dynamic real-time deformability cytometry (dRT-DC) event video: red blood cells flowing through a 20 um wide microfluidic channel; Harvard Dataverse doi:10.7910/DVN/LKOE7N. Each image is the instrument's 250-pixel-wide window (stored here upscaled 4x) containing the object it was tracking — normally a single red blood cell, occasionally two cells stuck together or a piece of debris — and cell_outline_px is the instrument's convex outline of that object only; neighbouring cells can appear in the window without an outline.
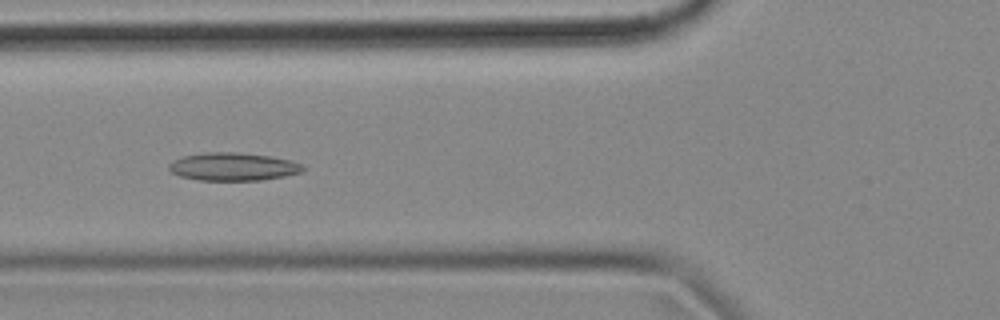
{"species": "common noctule bat (a hibernating species)", "species_latin": "Nyctalus noctula", "temperature_condition": "cold", "stored_images_in_passage": 56, "camera_frame_rate_fps": 3000, "um_per_image_px": 0.085, "animal": {"sex": "female", "body_mass_g": 18.4}, "frame": {"image": 1, "passage_image": 20, "time_ms": 6.333, "image_size_px": [1000, 320], "cell_outline_px": [[304, 168], [300, 172], [284, 176], [260, 180], [200, 180], [180, 176], [172, 172], [168, 168], [168, 164], [172, 160], [184, 156], [208, 152], [236, 152], [268, 156], [288, 160], [304, 164]], "centroid_in_image_um": [19.78, 14.16], "position_along_channel_um": 106.0, "area_um2": 21.62}}
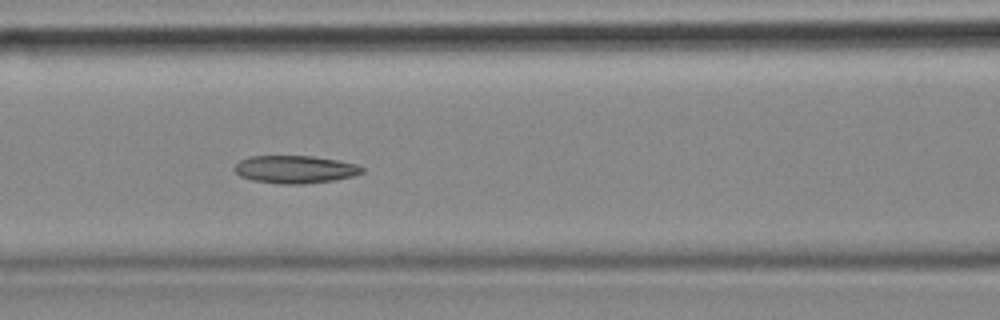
{"frame": {"image": 2, "passage_image": 23, "time_ms": 7.333, "image_size_px": [1000, 320], "cell_outline_px": [[364, 172], [356, 176], [336, 180], [304, 184], [276, 184], [252, 180], [240, 176], [232, 168], [240, 160], [248, 156], [312, 156], [336, 160], [356, 164], [364, 168]], "centroid_in_image_um": [25.08, 14.41], "position_along_channel_um": 141.5, "area_um2": 20.87}}
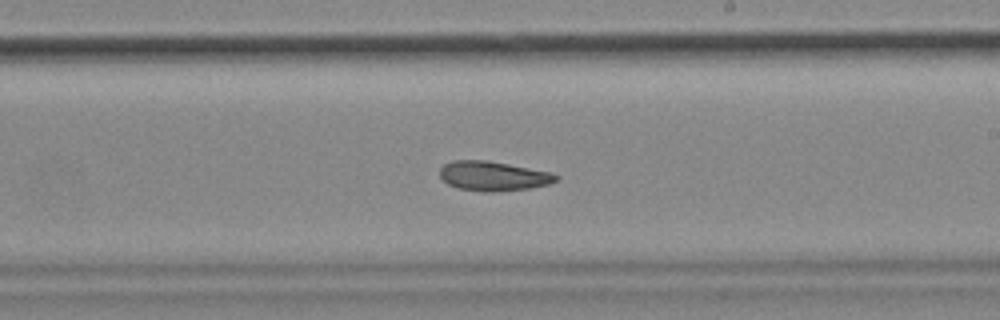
{"frame": {"image": 3, "passage_image": 32, "time_ms": 10.333, "image_size_px": [1000, 320], "cell_outline_px": [[560, 180], [548, 184], [528, 188], [492, 192], [484, 192], [460, 188], [448, 184], [440, 176], [440, 168], [444, 164], [452, 160], [488, 160], [552, 172], [560, 176]], "centroid_in_image_um": [41.95, 14.95], "position_along_channel_um": 247.0, "area_um2": 20.06}, "authors_computed_cell_mechanics": {"area_um2": 20.8369, "velocity_mm_per_s": 3.5295, "shape_relaxation_time_tau1_ms": null, "shape_relaxation_time_tau2_ms": 5.1594, "deformation_change_tau1": null, "deformation_change_tau2": 0.0964}}